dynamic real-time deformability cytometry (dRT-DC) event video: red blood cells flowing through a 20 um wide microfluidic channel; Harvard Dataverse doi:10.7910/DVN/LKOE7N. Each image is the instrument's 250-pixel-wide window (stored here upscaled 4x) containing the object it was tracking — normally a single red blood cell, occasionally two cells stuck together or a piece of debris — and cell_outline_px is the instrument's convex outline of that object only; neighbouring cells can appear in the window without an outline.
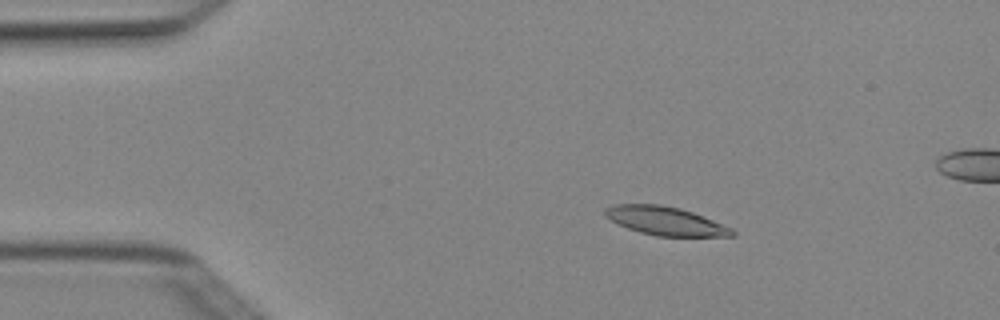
{"species": "Egyptian fruit bat (a non-hibernating species)", "species_latin": "Rousettus aegyptiacus", "temperature_condition": "cold", "stored_images_in_passage": 7, "camera_frame_rate_fps": 3000, "um_per_image_px": 0.085, "animal": {"sex": "female"}, "frame": {"image": 1, "passage_image": 2, "time_ms": 0.333, "image_size_px": [1000, 320], "cell_outline_px": [[736, 236], [656, 236], [640, 232], [628, 228], [604, 216], [604, 208], [612, 204], [660, 204], [680, 208], [692, 212], [732, 228], [736, 232]], "centroid_in_image_um": [56.55, 18.77], "position_along_channel_um": 28.5, "area_um2": 21.04}}
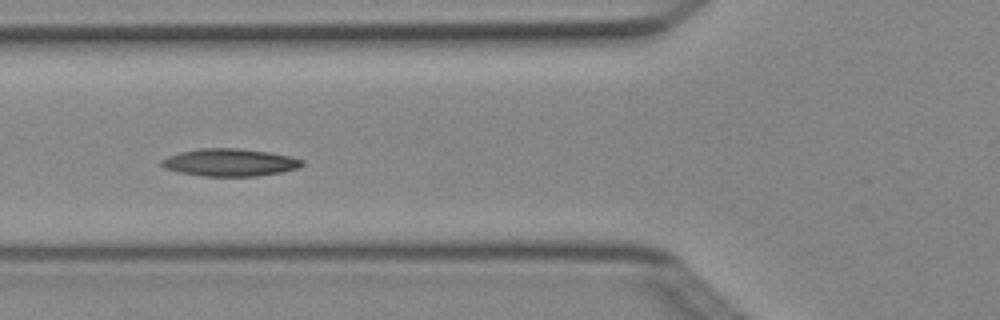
{"frame": {"image": 2, "passage_image": 5, "time_ms": 1.333, "image_size_px": [1000, 320], "cell_outline_px": [[304, 164], [296, 168], [280, 172], [256, 176], [200, 176], [180, 172], [164, 168], [160, 164], [160, 160], [168, 156], [180, 152], [200, 148], [236, 148], [268, 152], [288, 156], [304, 160]], "centroid_in_image_um": [19.49, 13.8], "position_along_channel_um": 106.3, "area_um2": 22.37}}
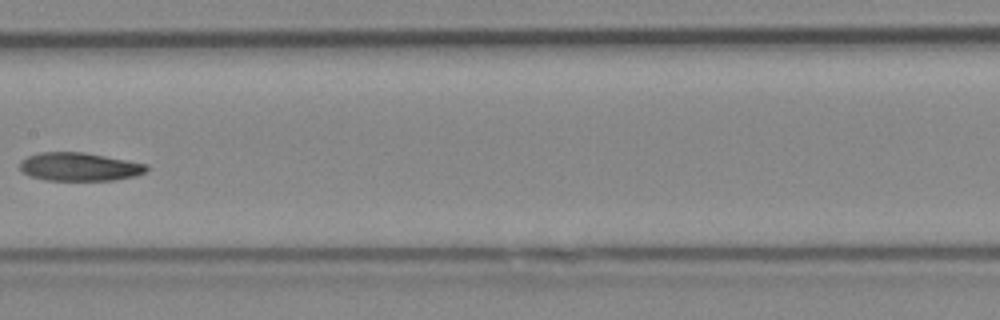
{"frame": {"image": 3, "passage_image": 7, "time_ms": 2.0, "image_size_px": [1000, 320], "cell_outline_px": [[148, 172], [136, 176], [112, 180], [44, 180], [28, 176], [20, 168], [20, 160], [28, 156], [40, 152], [84, 152], [128, 160], [148, 164]], "centroid_in_image_um": [6.77, 14.17], "position_along_channel_um": 200.6, "area_um2": 21.1}}